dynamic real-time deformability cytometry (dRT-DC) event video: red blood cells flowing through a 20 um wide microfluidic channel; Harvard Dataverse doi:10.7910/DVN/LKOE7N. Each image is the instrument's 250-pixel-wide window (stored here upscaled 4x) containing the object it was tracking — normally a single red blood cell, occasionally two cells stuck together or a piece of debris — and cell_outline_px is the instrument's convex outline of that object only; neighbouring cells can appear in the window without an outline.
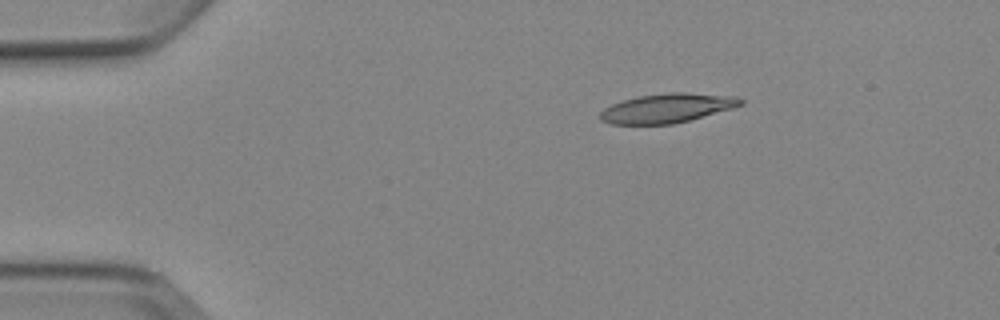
{"species": "Egyptian fruit bat (a non-hibernating species)", "species_latin": "Rousettus aegyptiacus", "temperature_condition": "cold", "stored_images_in_passage": 5, "camera_frame_rate_fps": 3000, "um_per_image_px": 0.085, "animal": {"sex": "female"}, "frame": {"image": 1, "passage_image": 3, "time_ms": 2.333, "image_size_px": [1000, 320], "cell_outline_px": [[744, 104], [732, 108], [688, 120], [672, 124], [612, 124], [600, 120], [600, 112], [604, 108], [612, 104], [636, 96], [668, 92], [688, 92], [736, 96], [744, 100]], "centroid_in_image_um": [56.71, 9.18], "position_along_channel_um": 28.3, "area_um2": 23.93}}
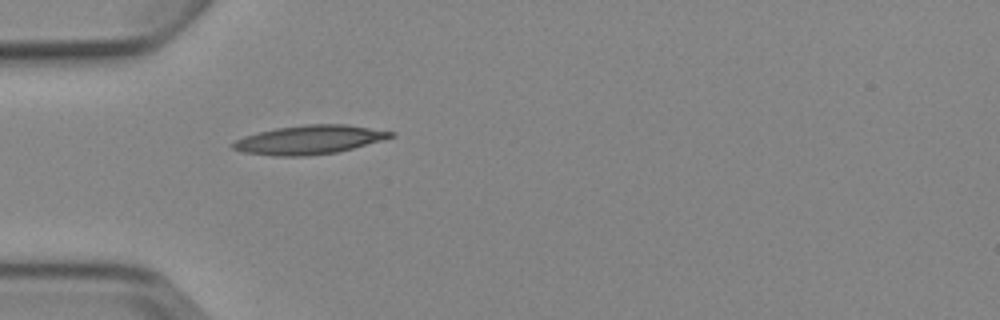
{"frame": {"image": 2, "passage_image": 5, "time_ms": 4.667, "image_size_px": [1000, 320], "cell_outline_px": [[396, 136], [384, 140], [336, 152], [304, 156], [272, 156], [244, 152], [232, 148], [232, 144], [236, 140], [244, 136], [276, 128], [304, 124], [348, 124], [396, 132]], "centroid_in_image_um": [26.34, 11.87], "position_along_channel_um": 58.7, "area_um2": 26.53}}